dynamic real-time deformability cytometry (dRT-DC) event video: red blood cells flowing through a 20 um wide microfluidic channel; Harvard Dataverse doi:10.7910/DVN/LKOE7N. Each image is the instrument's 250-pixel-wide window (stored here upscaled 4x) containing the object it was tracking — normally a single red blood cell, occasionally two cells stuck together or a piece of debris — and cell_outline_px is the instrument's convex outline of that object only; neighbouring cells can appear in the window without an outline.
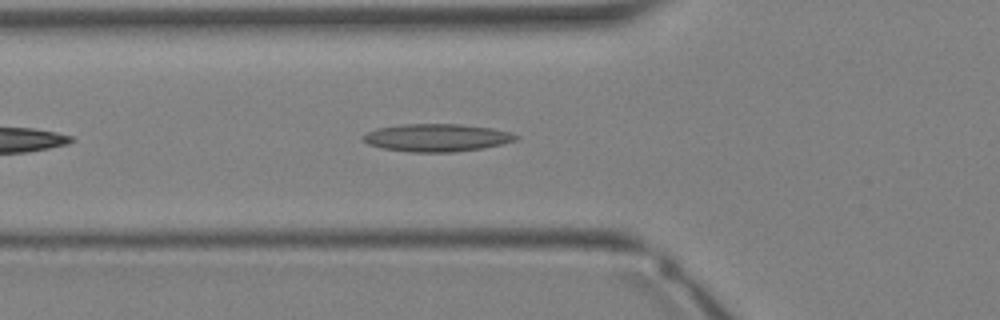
{"species": "Egyptian fruit bat (a non-hibernating species)", "species_latin": "Rousettus aegyptiacus", "temperature_condition": "warm", "stored_images_in_passage": 22, "camera_frame_rate_fps": 3000, "um_per_image_px": 0.085, "animal": {"sex": "female"}, "frame": {"image": 1, "passage_image": 8, "time_ms": 2.333, "image_size_px": [1000, 320], "cell_outline_px": [[520, 136], [516, 140], [500, 144], [480, 148], [456, 152], [408, 152], [380, 148], [368, 144], [360, 140], [360, 136], [364, 132], [376, 128], [404, 124], [460, 124], [492, 128], [508, 132]], "centroid_in_image_um": [37.02, 11.7], "position_along_channel_um": 88.8, "area_um2": 24.85}}
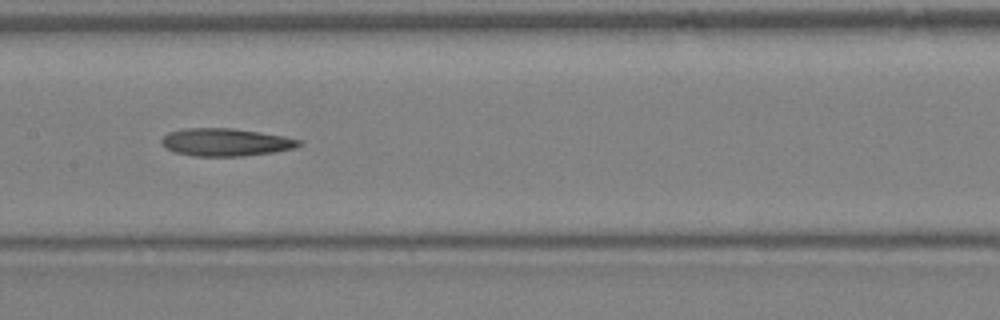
{"frame": {"image": 2, "passage_image": 13, "time_ms": 4.0, "image_size_px": [1000, 320], "cell_outline_px": [[300, 144], [292, 148], [272, 152], [244, 156], [192, 156], [176, 152], [164, 148], [160, 144], [160, 140], [168, 132], [184, 128], [232, 128], [260, 132], [284, 136], [300, 140]], "centroid_in_image_um": [19.1, 12.08], "position_along_channel_um": 188.3, "area_um2": 22.14}}
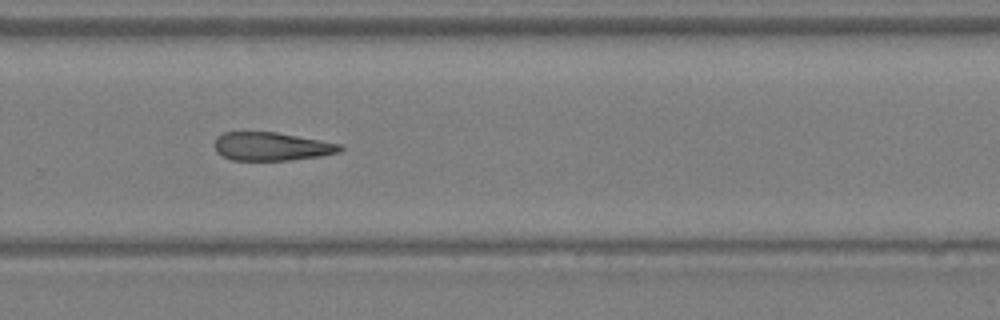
{"frame": {"image": 3, "passage_image": 19, "time_ms": 6.0, "image_size_px": [1000, 320], "cell_outline_px": [[344, 148], [340, 152], [320, 156], [288, 160], [232, 160], [216, 152], [212, 144], [216, 136], [224, 132], [276, 132], [344, 144]], "centroid_in_image_um": [23.08, 12.44], "position_along_channel_um": 306.7, "area_um2": 20.98}}